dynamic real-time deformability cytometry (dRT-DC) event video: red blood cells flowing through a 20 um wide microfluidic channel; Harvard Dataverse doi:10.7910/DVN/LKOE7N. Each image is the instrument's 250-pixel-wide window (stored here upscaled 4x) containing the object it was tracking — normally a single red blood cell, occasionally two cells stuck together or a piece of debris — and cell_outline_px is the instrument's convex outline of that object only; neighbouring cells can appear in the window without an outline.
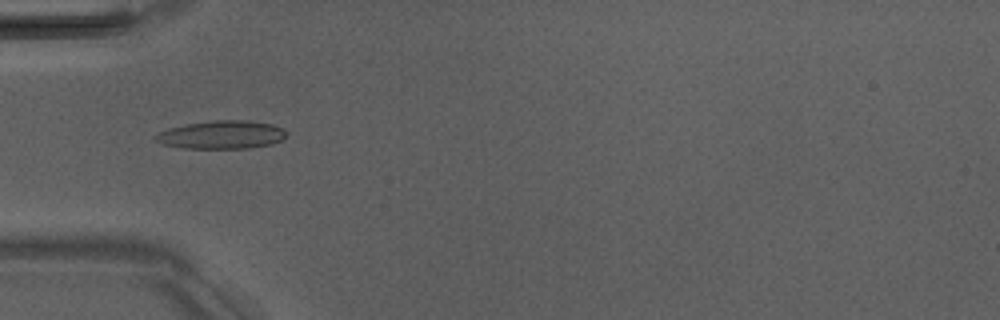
{"species": "Egyptian fruit bat (a non-hibernating species)", "species_latin": "Rousettus aegyptiacus", "temperature_condition": "room temperature", "stored_images_in_passage": 6, "camera_frame_rate_fps": 3000, "um_per_image_px": 0.085, "animal": {"sex": "male"}, "frame": {"image": 1, "passage_image": 4, "time_ms": 3.333, "image_size_px": [1000, 320], "cell_outline_px": [[288, 132], [280, 140], [272, 144], [248, 148], [184, 148], [164, 144], [156, 140], [152, 136], [168, 128], [188, 124], [212, 120], [248, 120], [272, 124]], "centroid_in_image_um": [18.83, 11.45], "position_along_channel_um": 66.2, "area_um2": 21.33}}